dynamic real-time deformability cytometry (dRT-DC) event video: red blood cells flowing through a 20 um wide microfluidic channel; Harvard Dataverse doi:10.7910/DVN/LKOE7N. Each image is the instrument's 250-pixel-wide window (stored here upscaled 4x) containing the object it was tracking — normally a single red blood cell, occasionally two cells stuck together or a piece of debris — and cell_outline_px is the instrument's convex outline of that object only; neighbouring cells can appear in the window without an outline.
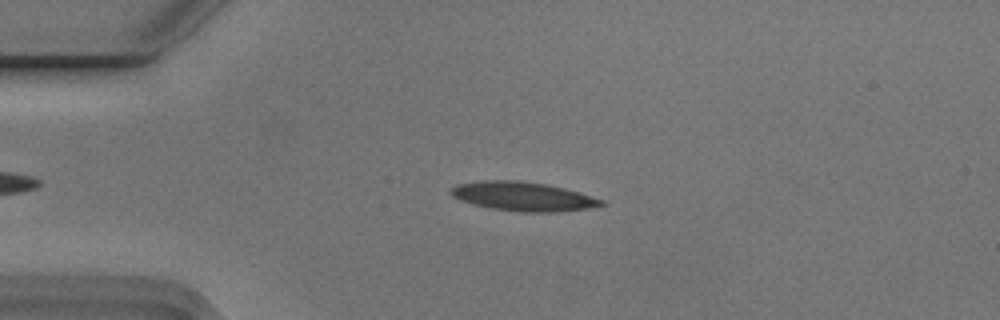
{"species": "Egyptian fruit bat (a non-hibernating species)", "species_latin": "Rousettus aegyptiacus", "temperature_condition": "cold", "stored_images_in_passage": 5, "camera_frame_rate_fps": 3000, "um_per_image_px": 0.085, "animal": {"sex": "male"}, "frame": {"image": 1, "passage_image": 4, "time_ms": 1.0, "image_size_px": [1000, 320], "cell_outline_px": [[608, 204], [588, 208], [556, 212], [520, 212], [492, 208], [472, 204], [460, 200], [452, 196], [448, 192], [452, 188], [460, 184], [484, 180], [516, 180], [544, 184], [564, 188], [604, 200]], "centroid_in_image_um": [44.46, 16.7], "position_along_channel_um": 40.5, "area_um2": 25.26}}